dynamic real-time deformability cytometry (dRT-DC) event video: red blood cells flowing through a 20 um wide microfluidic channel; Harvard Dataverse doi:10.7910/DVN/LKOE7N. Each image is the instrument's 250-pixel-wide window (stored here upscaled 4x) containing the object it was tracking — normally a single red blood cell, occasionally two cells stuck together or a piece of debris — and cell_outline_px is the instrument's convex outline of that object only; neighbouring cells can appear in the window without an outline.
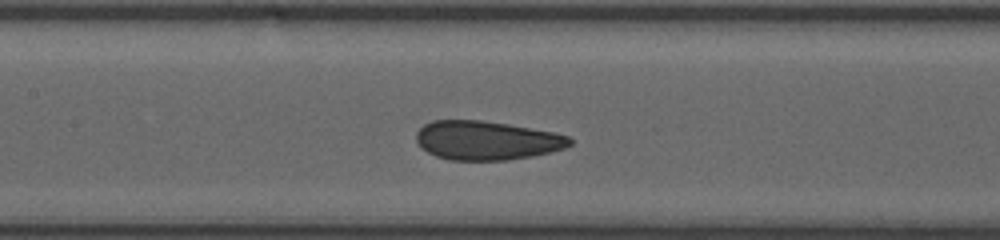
{"species": "human", "species_latin": "Homo sapiens", "temperature_condition": "room temperature", "stored_images_in_passage": 25, "camera_frame_rate_fps": 3000, "um_per_image_px": 0.085, "donor": {"sex": "female"}, "frame": {"image": 1, "passage_image": 9, "time_ms": 5.667, "image_size_px": [1000, 240], "cell_outline_px": [[572, 144], [564, 148], [532, 156], [508, 160], [448, 160], [436, 156], [420, 148], [416, 140], [416, 132], [424, 124], [432, 120], [480, 120], [508, 124], [552, 132], [568, 136], [572, 140]], "centroid_in_image_um": [41.32, 11.93], "position_along_channel_um": 166.1, "area_um2": 34.85}}
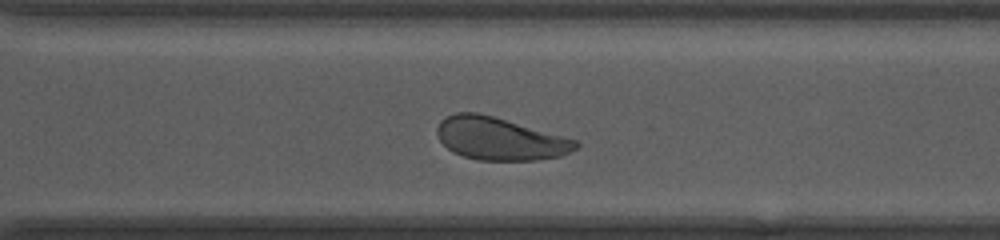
{"frame": {"image": 2, "passage_image": 18, "time_ms": 9.667, "image_size_px": [1000, 240], "cell_outline_px": [[580, 144], [576, 148], [560, 156], [536, 160], [476, 160], [452, 152], [440, 140], [436, 132], [436, 128], [440, 120], [456, 112], [476, 112], [492, 116], [576, 140]], "centroid_in_image_um": [42.43, 11.79], "position_along_channel_um": 328.2, "area_um2": 34.04}}
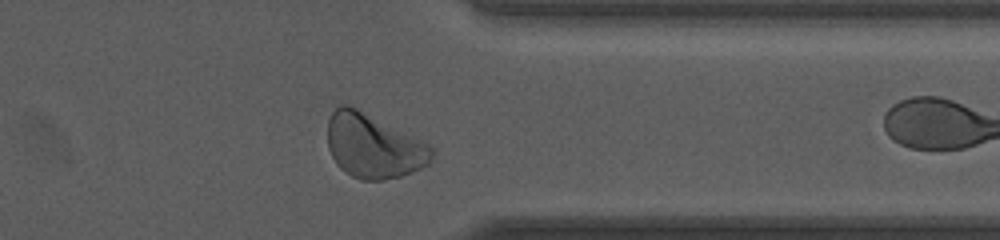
{"frame": {"image": 3, "passage_image": 21, "time_ms": 11.0, "image_size_px": [1000, 240], "cell_outline_px": [[432, 160], [428, 164], [420, 168], [400, 176], [384, 180], [360, 180], [352, 176], [340, 168], [336, 164], [328, 148], [328, 120], [332, 112], [340, 104], [348, 104], [356, 108], [432, 148]], "centroid_in_image_um": [31.67, 12.44], "position_along_channel_um": 379.7, "area_um2": 37.92}}